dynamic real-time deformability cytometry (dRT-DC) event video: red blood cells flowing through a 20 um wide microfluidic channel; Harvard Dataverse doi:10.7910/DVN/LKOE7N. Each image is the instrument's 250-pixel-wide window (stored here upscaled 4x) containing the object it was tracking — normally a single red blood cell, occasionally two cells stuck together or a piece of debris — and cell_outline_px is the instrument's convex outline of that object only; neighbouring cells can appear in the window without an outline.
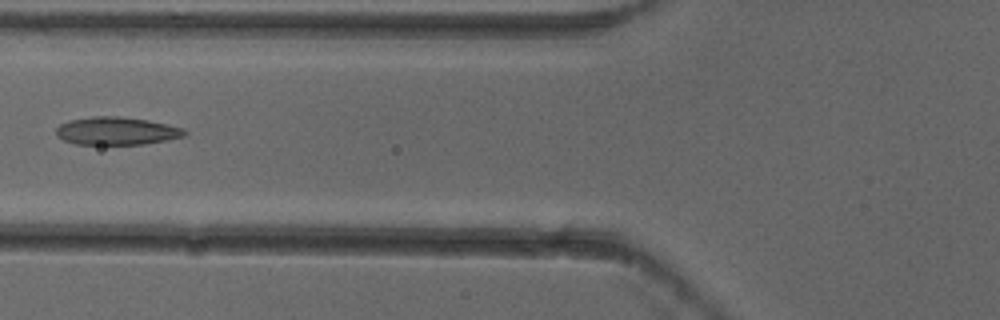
{"species": "common noctule bat (a hibernating species)", "species_latin": "Nyctalus noctula", "temperature_condition": "cold", "stored_images_in_passage": 6, "camera_frame_rate_fps": 3000, "um_per_image_px": 0.085, "animal": {"sex": "female"}, "frame": {"image": 1, "passage_image": 6, "time_ms": 1.667, "image_size_px": [1000, 320], "cell_outline_px": [[188, 132], [184, 136], [144, 144], [76, 144], [64, 140], [56, 136], [56, 128], [60, 124], [68, 120], [92, 116], [120, 116], [148, 120], [184, 128]], "centroid_in_image_um": [9.88, 11.12], "position_along_channel_um": 115.9, "area_um2": 20.87}}